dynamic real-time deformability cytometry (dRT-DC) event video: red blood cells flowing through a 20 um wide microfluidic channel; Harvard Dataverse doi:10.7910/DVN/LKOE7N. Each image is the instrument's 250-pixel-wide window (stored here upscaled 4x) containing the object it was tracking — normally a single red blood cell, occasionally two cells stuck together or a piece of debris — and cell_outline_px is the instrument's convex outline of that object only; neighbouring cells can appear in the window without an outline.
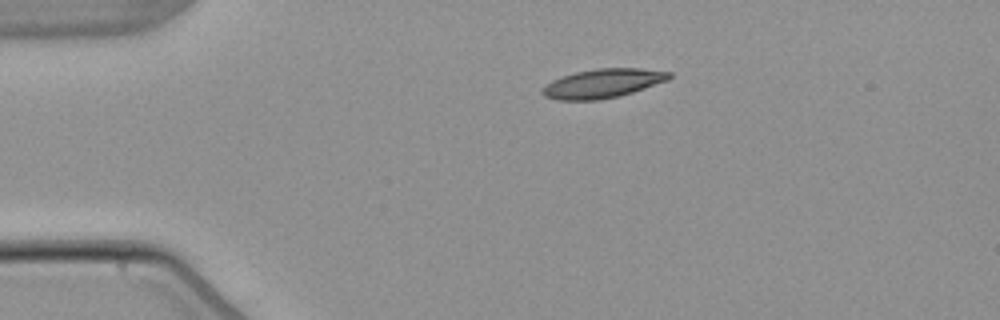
{"species": "common noctule bat (a hibernating species)", "species_latin": "Nyctalus noctula", "temperature_condition": "warm", "stored_images_in_passage": 3, "camera_frame_rate_fps": 3000, "um_per_image_px": 0.085, "animal": {"sex": "male", "body_mass_g": 21.5, "forearm_length_mm": 52.0}, "frame": {"image": 1, "passage_image": 1, "time_ms": 0.0, "image_size_px": [1000, 320], "cell_outline_px": [[672, 76], [668, 80], [620, 96], [596, 100], [556, 100], [544, 96], [540, 92], [540, 88], [552, 80], [576, 72], [596, 68], [640, 68], [672, 72]], "centroid_in_image_um": [51.21, 7.09], "position_along_channel_um": 33.8, "area_um2": 21.5}}
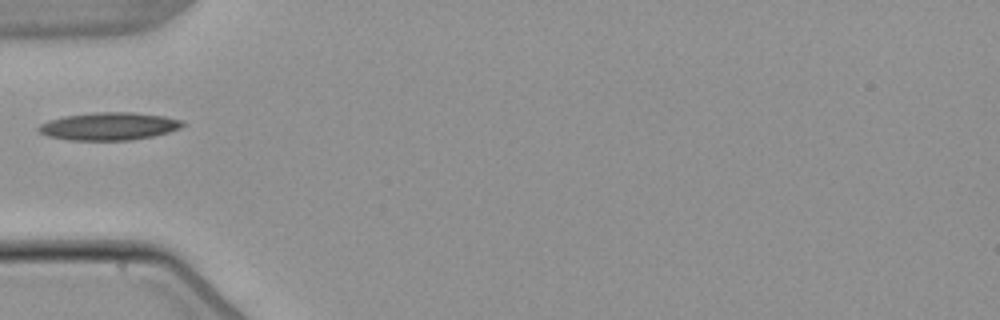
{"frame": {"image": 2, "passage_image": 3, "time_ms": 2.333, "image_size_px": [1000, 320], "cell_outline_px": [[188, 124], [180, 128], [168, 132], [152, 136], [132, 140], [68, 140], [48, 136], [40, 132], [36, 128], [40, 124], [48, 120], [64, 116], [92, 112], [132, 112], [164, 116], [184, 120]], "centroid_in_image_um": [9.28, 10.72], "position_along_channel_um": 75.7, "area_um2": 23.47}}